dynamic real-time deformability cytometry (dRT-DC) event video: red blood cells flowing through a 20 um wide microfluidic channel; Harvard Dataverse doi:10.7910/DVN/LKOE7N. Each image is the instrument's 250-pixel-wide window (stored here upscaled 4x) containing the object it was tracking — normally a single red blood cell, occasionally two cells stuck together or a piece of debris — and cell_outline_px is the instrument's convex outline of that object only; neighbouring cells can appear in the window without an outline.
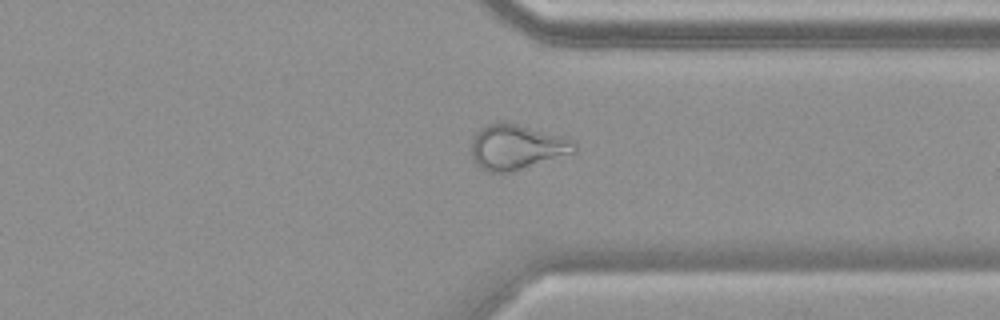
{"species": "common noctule bat (a hibernating species)", "species_latin": "Nyctalus noctula", "temperature_condition": "warm", "stored_images_in_passage": 54, "camera_frame_rate_fps": 3000, "um_per_image_px": 0.085, "animal": {"sex": "female", "body_mass_g": 19.9}, "frame": {"image": 1, "passage_image": 42, "time_ms": 13.667, "image_size_px": [1000, 320], "cell_outline_px": [[576, 152], [512, 172], [488, 172], [480, 168], [476, 164], [472, 156], [472, 140], [476, 132], [480, 128], [488, 124], [504, 120], [564, 136], [576, 140]], "centroid_in_image_um": [43.93, 12.48], "position_along_channel_um": 367.5, "area_um2": 27.46}}
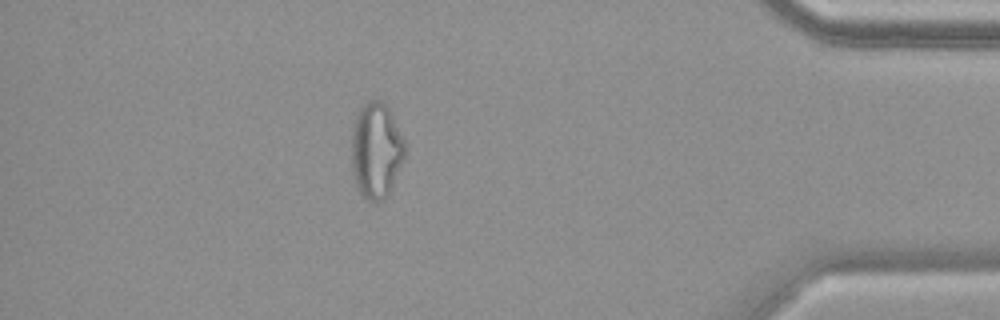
{"frame": {"image": 2, "passage_image": 48, "time_ms": 15.667, "image_size_px": [1000, 320], "cell_outline_px": [[404, 160], [384, 200], [372, 204], [360, 192], [356, 184], [352, 172], [352, 128], [356, 116], [360, 108], [372, 96], [380, 100], [388, 108], [404, 140]], "centroid_in_image_um": [31.95, 12.77], "position_along_channel_um": 403.2, "area_um2": 29.65}, "authors_computed_cell_mechanics": {"area_um2": 29.6514, "velocity_mm_per_s": 3.7657, "shape_relaxation_time_tau1_ms": null, "shape_relaxation_time_tau2_ms": 1.6785, "deformation_change_tau1": null, "deformation_change_tau2": 0.1027}}